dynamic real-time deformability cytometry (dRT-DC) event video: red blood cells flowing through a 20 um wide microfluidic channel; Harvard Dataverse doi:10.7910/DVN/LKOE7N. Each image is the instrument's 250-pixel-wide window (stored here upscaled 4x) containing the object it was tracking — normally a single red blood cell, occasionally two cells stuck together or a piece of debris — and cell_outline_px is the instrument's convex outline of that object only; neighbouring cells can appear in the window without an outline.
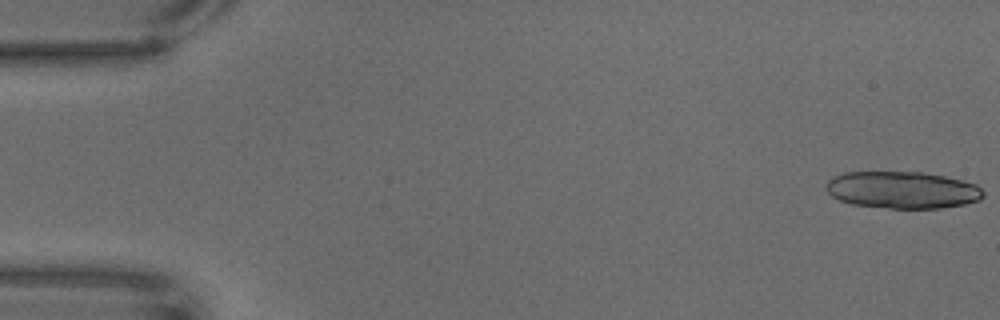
{"species": "common noctule bat (a hibernating species)", "species_latin": "Nyctalus noctula", "temperature_condition": "warm", "stored_images_in_passage": 20, "camera_frame_rate_fps": 3000, "um_per_image_px": 0.085, "animal": {"sex": "male", "body_mass_g": 18.8}, "frame": {"image": 1, "passage_image": 1, "time_ms": 0.0, "image_size_px": [1000, 320], "cell_outline_px": [[984, 196], [980, 200], [964, 204], [940, 208], [888, 208], [852, 204], [840, 200], [832, 196], [828, 192], [828, 180], [832, 176], [844, 172], [924, 172], [944, 176], [976, 184], [984, 192]], "centroid_in_image_um": [76.71, 16.14], "position_along_channel_um": 8.3, "area_um2": 33.81}}